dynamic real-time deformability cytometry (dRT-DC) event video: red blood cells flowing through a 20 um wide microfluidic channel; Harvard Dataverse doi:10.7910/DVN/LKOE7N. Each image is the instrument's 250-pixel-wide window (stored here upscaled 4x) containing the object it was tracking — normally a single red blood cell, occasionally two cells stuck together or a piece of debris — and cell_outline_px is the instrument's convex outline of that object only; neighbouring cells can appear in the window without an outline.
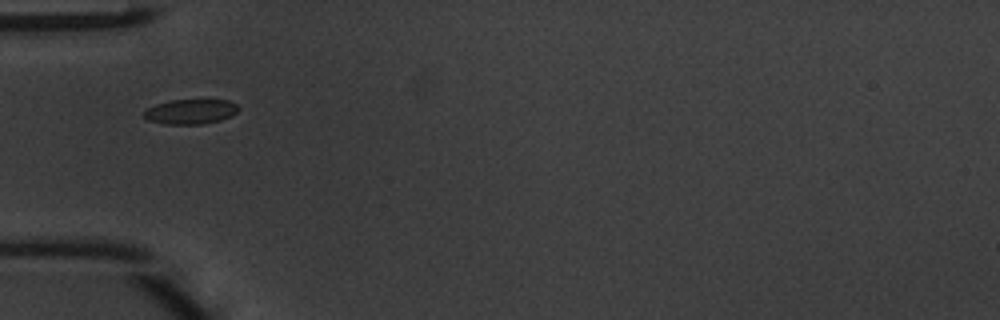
{"species": "common noctule bat (a hibernating species)", "species_latin": "Nyctalus noctula", "temperature_condition": "warm", "stored_images_in_passage": 33, "camera_frame_rate_fps": 3000, "um_per_image_px": 0.085, "animal": {"sex": "male", "body_mass_g": 20.1, "forearm_length_mm": 53.5}, "frame": {"image": 1, "passage_image": 1, "time_ms": 0.0, "image_size_px": [1000, 320], "cell_outline_px": [[240, 108], [232, 116], [220, 120], [204, 124], [164, 124], [148, 120], [144, 116], [144, 112], [148, 108], [156, 104], [172, 100], [228, 100], [236, 104]], "centroid_in_image_um": [16.22, 9.49], "position_along_channel_um": 68.8, "area_um2": 13.64}}
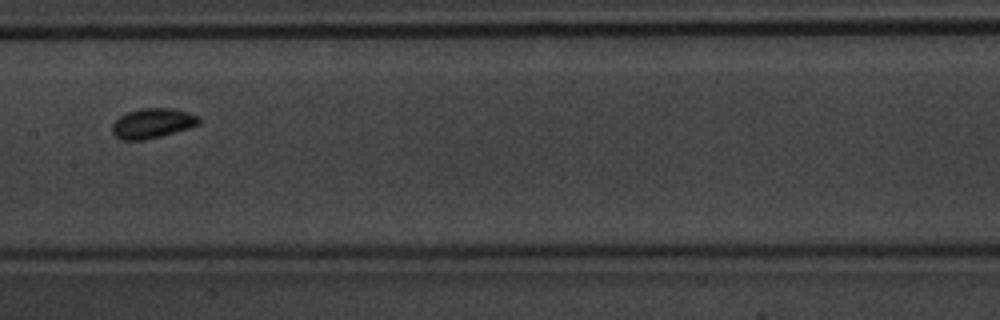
{"frame": {"image": 2, "passage_image": 10, "time_ms": 3.0, "image_size_px": [1000, 320], "cell_outline_px": [[200, 124], [188, 128], [160, 136], [144, 140], [120, 140], [112, 132], [112, 124], [120, 116], [128, 112], [140, 108], [172, 108], [188, 112], [200, 116]], "centroid_in_image_um": [12.97, 10.47], "position_along_channel_um": 194.4, "area_um2": 15.09}}
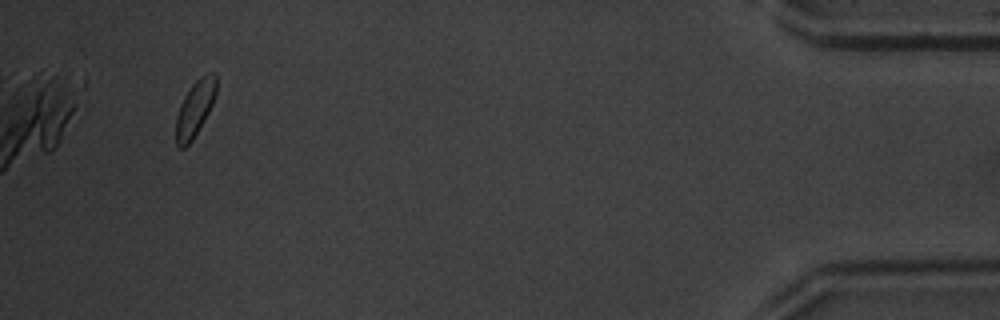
{"frame": {"image": 3, "passage_image": 31, "time_ms": 10.0, "image_size_px": [1000, 320], "cell_outline_px": [[216, 96], [204, 120], [192, 140], [184, 148], [180, 148], [176, 144], [176, 116], [180, 104], [184, 96], [192, 84], [200, 76], [212, 72], [216, 72]], "centroid_in_image_um": [16.57, 9.2], "position_along_channel_um": 418.6, "area_um2": 13.06}, "authors_computed_cell_mechanics": {"area_um2": 13.872, "velocity_mm_per_s": 4.1862, "shape_relaxation_time_tau1_ms": null, "shape_relaxation_time_tau2_ms": 4.9999, "deformation_change_tau1": null, "deformation_change_tau2": 0.0703}}